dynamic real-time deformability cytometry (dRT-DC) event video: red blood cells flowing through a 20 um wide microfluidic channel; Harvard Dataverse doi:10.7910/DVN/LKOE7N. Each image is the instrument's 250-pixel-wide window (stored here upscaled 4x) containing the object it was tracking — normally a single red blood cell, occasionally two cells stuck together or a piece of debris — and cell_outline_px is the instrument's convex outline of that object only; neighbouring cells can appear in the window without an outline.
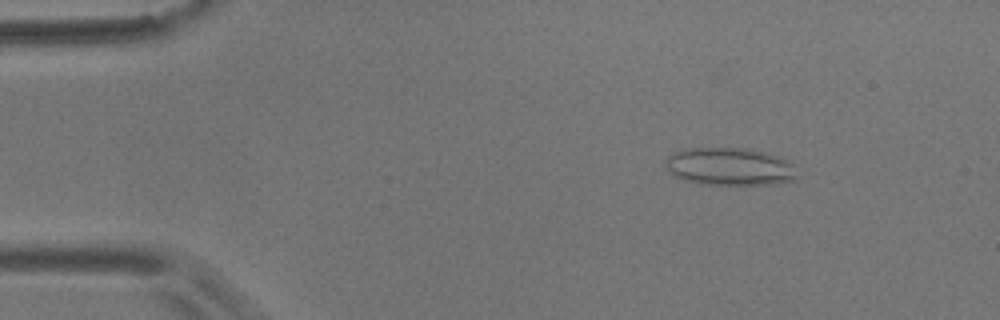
{"species": "common noctule bat (a hibernating species)", "species_latin": "Nyctalus noctula", "temperature_condition": "room temperature", "stored_images_in_passage": 15, "camera_frame_rate_fps": 3000, "um_per_image_px": 0.085, "animal": {"sex": "male", "body_mass_g": 17.9}, "frame": {"image": 1, "passage_image": 8, "time_ms": 2.333, "image_size_px": [1000, 320], "cell_outline_px": [[796, 180], [776, 184], [700, 184], [684, 180], [672, 176], [664, 164], [664, 160], [668, 156], [676, 152], [688, 148], [748, 148], [768, 152], [784, 160], [788, 164], [796, 176]], "centroid_in_image_um": [61.94, 14.16], "position_along_channel_um": 23.1, "area_um2": 28.78}}